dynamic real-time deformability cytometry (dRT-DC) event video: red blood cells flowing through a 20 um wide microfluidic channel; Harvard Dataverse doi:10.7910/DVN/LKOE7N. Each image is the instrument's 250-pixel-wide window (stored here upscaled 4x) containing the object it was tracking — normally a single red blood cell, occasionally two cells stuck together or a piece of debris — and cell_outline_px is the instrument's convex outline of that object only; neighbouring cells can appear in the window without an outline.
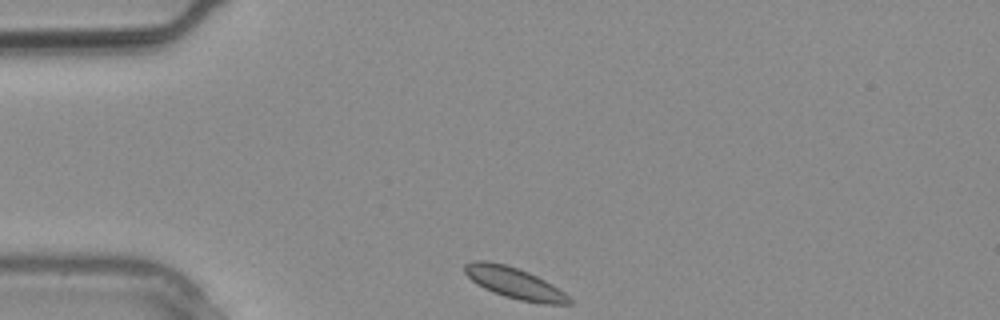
{"species": "common noctule bat (a hibernating species)", "species_latin": "Nyctalus noctula", "temperature_condition": "warm", "stored_images_in_passage": 1, "camera_frame_rate_fps": 3000, "um_per_image_px": 0.085, "animal": {"sex": "male", "body_mass_g": 20.4}, "frame": {"image": 1, "passage_image": 1, "time_ms": 0.0, "image_size_px": [1000, 320], "cell_outline_px": [[572, 304], [544, 304], [520, 300], [504, 296], [492, 292], [476, 284], [464, 272], [464, 264], [472, 260], [488, 260], [504, 264], [528, 272], [552, 284], [564, 292], [572, 300]], "centroid_in_image_um": [43.71, 24.05], "position_along_channel_um": 41.3, "area_um2": 18.96}}